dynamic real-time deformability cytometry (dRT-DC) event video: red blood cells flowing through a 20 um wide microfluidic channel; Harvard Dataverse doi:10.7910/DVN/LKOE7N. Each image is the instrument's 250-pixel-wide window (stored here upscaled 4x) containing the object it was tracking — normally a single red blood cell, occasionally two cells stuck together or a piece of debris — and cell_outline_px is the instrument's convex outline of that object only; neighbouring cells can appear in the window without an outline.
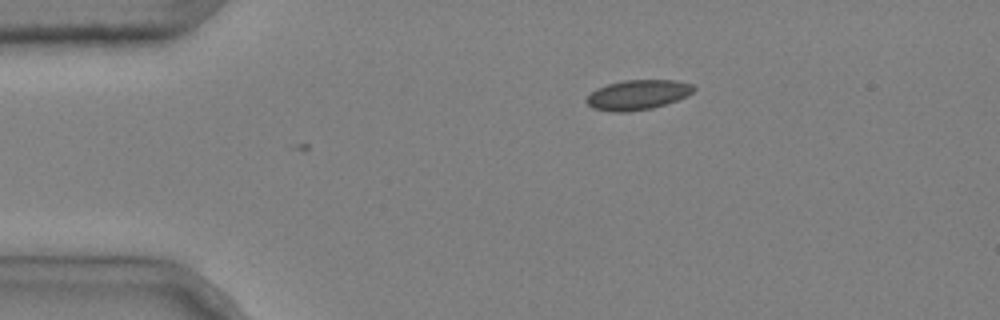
{"species": "common noctule bat (a hibernating species)", "species_latin": "Nyctalus noctula", "temperature_condition": "cold", "stored_images_in_passage": 2, "camera_frame_rate_fps": 3000, "um_per_image_px": 0.085, "animal": {"sex": "male", "body_mass_g": 20.4}, "frame": {"image": 1, "passage_image": 1, "time_ms": 0.0, "image_size_px": [1000, 320], "cell_outline_px": [[696, 88], [688, 96], [652, 108], [628, 112], [612, 112], [592, 108], [584, 100], [596, 88], [608, 84], [624, 80], [676, 80], [692, 84]], "centroid_in_image_um": [54.19, 8.06], "position_along_channel_um": 30.8, "area_um2": 18.67}}